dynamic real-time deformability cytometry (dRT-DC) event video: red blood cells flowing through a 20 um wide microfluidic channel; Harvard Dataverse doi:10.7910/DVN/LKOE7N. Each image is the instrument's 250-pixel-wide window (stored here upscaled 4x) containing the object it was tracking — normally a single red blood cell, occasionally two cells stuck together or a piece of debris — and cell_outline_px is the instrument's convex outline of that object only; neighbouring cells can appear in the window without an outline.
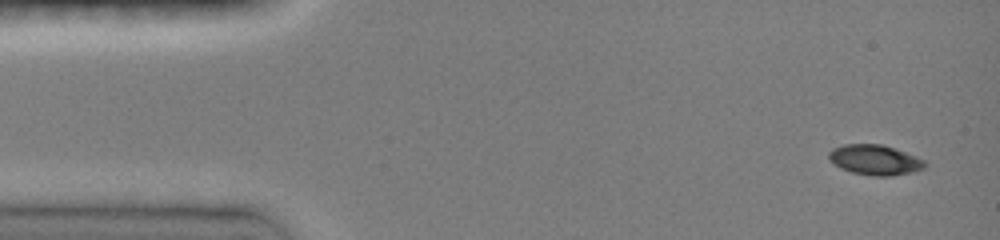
{"species": "common noctule bat (a hibernating species)", "species_latin": "Nyctalus noctula", "temperature_condition": "room temperature", "stored_images_in_passage": 8, "camera_frame_rate_fps": 3000, "um_per_image_px": 0.085, "animal": {"sex": "female", "body_mass_g": 19.0, "forearm_length_mm": 51.5}, "frame": {"image": 1, "passage_image": 1, "time_ms": 0.0, "image_size_px": [1000, 240], "cell_outline_px": [[928, 164], [924, 168], [912, 172], [892, 176], [872, 176], [852, 172], [840, 168], [828, 160], [828, 152], [832, 148], [844, 144], [884, 144], [916, 156], [924, 160]], "centroid_in_image_um": [74.36, 13.59], "position_along_channel_um": 10.6, "area_um2": 17.11}}
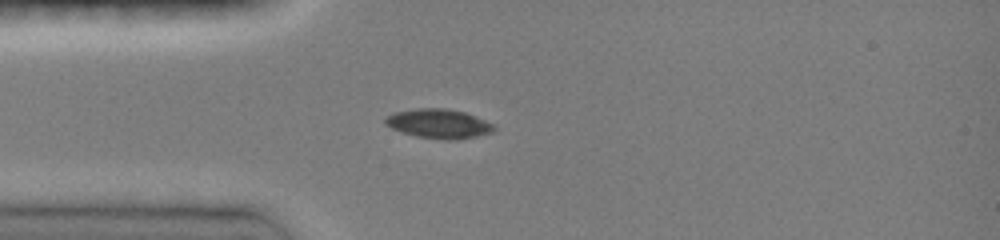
{"frame": {"image": 2, "passage_image": 7, "time_ms": 3.333, "image_size_px": [1000, 240], "cell_outline_px": [[496, 128], [492, 132], [476, 136], [456, 140], [448, 140], [416, 136], [392, 128], [384, 124], [384, 120], [392, 112], [416, 108], [448, 108], [464, 112], [476, 116], [492, 124]], "centroid_in_image_um": [37.28, 10.5], "position_along_channel_um": 47.7, "area_um2": 18.5}}